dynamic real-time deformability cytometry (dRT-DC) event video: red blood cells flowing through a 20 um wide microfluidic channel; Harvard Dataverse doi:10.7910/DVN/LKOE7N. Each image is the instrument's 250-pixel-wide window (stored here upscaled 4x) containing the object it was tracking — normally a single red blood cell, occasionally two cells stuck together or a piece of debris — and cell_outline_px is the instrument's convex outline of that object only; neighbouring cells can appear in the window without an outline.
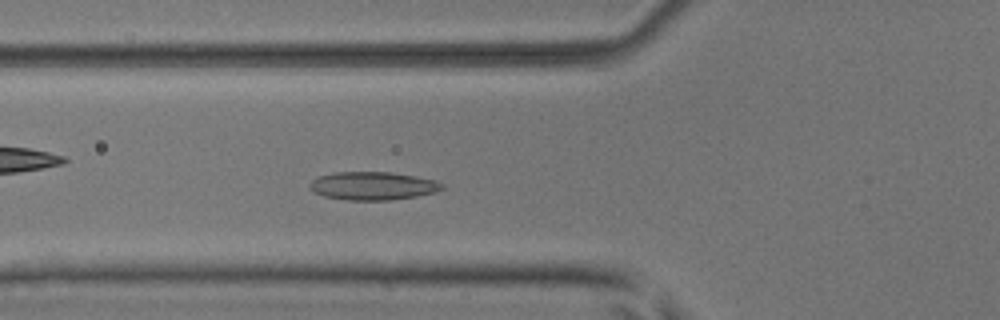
{"species": "common noctule bat (a hibernating species)", "species_latin": "Nyctalus noctula", "temperature_condition": "room temperature", "stored_images_in_passage": 48, "camera_frame_rate_fps": 3000, "um_per_image_px": 0.085, "animal": {"sex": "male", "body_mass_g": 17.9, "forearm_length_mm": 54.2}, "frame": {"image": 1, "passage_image": 16, "time_ms": 5.0, "image_size_px": [1000, 320], "cell_outline_px": [[444, 188], [436, 192], [416, 196], [392, 200], [348, 200], [324, 196], [316, 192], [308, 184], [312, 180], [320, 176], [332, 172], [392, 172], [416, 176], [436, 180], [444, 184]], "centroid_in_image_um": [31.74, 15.79], "position_along_channel_um": 94.1, "area_um2": 21.73}}
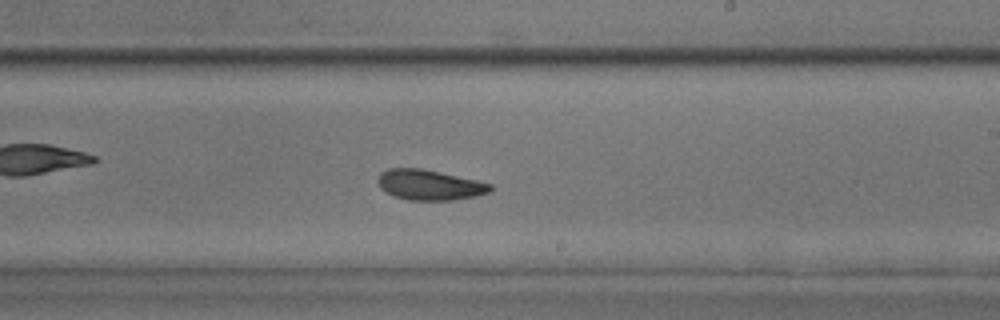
{"frame": {"image": 2, "passage_image": 28, "time_ms": 9.0, "image_size_px": [1000, 320], "cell_outline_px": [[492, 192], [476, 196], [452, 200], [408, 200], [396, 196], [380, 188], [376, 180], [380, 172], [388, 168], [420, 168], [476, 180], [492, 184]], "centroid_in_image_um": [36.5, 15.71], "position_along_channel_um": 252.5, "area_um2": 19.83}}
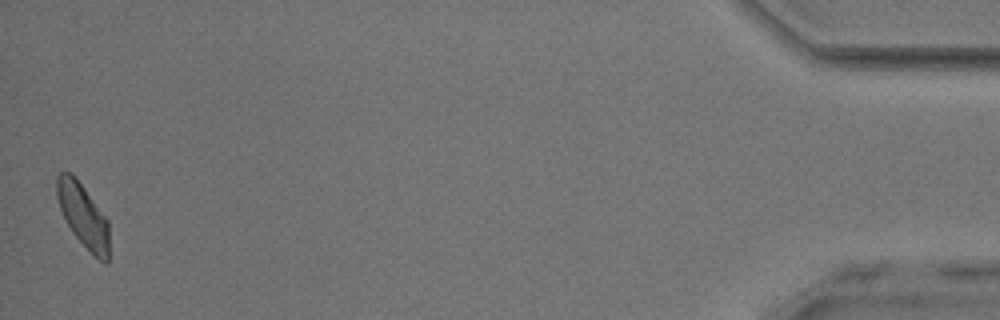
{"frame": {"image": 3, "passage_image": 48, "time_ms": 15.667, "image_size_px": [1000, 320], "cell_outline_px": [[108, 264], [104, 264], [72, 232], [60, 208], [56, 196], [56, 176], [60, 172], [72, 172], [108, 220]], "centroid_in_image_um": [7.05, 18.27], "position_along_channel_um": 428.2, "area_um2": 18.96}, "authors_computed_cell_mechanics": {"area_um2": 20.0855, "velocity_mm_per_s": 3.9705, "shape_relaxation_time_tau1_ms": 6.6745, "shape_relaxation_time_tau2_ms": 3.8222, "deformation_change_tau1": 0.1232, "deformation_change_tau2": 0.0847}}